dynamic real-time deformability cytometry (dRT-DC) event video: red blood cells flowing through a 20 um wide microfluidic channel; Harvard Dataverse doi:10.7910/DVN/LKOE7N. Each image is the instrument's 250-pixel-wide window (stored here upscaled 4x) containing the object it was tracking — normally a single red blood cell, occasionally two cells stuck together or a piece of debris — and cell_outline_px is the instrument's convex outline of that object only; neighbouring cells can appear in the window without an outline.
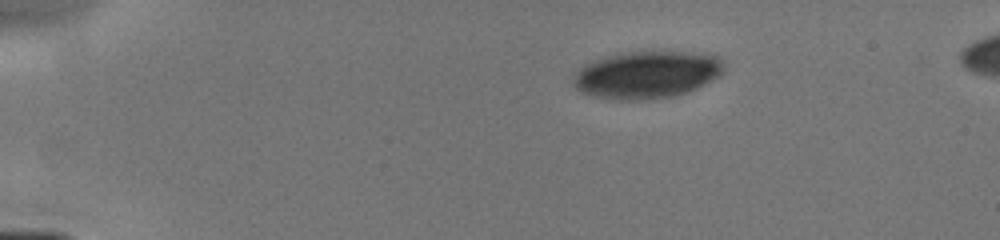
{"species": "human", "species_latin": "Homo sapiens", "temperature_condition": "cold", "stored_images_in_passage": 12, "camera_frame_rate_fps": 3000, "um_per_image_px": 0.085, "donor": {"sex": "male"}, "frame": {"image": 1, "passage_image": 1, "time_ms": 0.0, "image_size_px": [1000, 240], "cell_outline_px": [[724, 68], [720, 76], [696, 88], [676, 96], [636, 100], [616, 100], [596, 96], [580, 92], [572, 84], [580, 68], [596, 60], [620, 52], [708, 52], [720, 56], [724, 64]], "centroid_in_image_um": [55.05, 6.34], "position_along_channel_um": 29.9, "area_um2": 41.5}}